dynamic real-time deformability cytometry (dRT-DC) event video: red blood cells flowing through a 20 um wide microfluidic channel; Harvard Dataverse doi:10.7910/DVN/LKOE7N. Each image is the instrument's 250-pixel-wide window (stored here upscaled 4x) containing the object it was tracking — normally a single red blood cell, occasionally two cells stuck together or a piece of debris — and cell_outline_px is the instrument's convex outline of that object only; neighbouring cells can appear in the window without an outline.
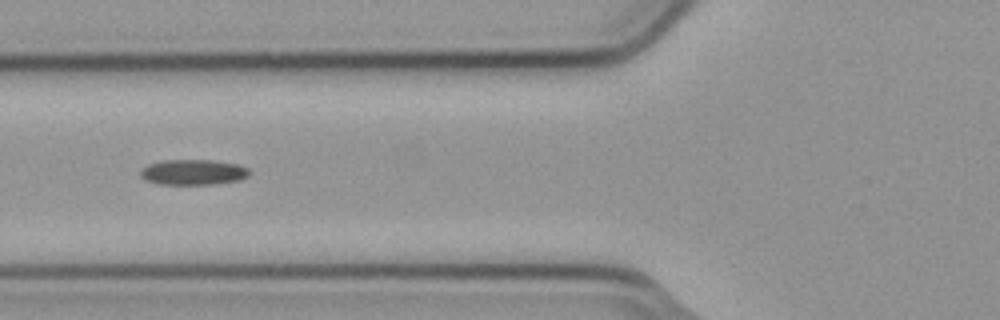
{"species": "common noctule bat (a hibernating species)", "species_latin": "Nyctalus noctula", "temperature_condition": "cold", "stored_images_in_passage": 8, "segment_of_instrument_passage": [2, 2], "camera_frame_rate_fps": 3000, "um_per_image_px": 0.085, "animal": {"sex": "male", "body_mass_g": 23.1, "forearm_length_mm": 52.7}, "frame": {"image": 1, "passage_image": 6, "time_ms": 1.667, "image_size_px": [1000, 320], "cell_outline_px": [[252, 172], [248, 176], [240, 180], [216, 184], [156, 184], [144, 180], [140, 176], [140, 172], [148, 164], [160, 160], [212, 160], [236, 164], [248, 168]], "centroid_in_image_um": [16.42, 14.64], "position_along_channel_um": 109.4, "area_um2": 16.3}}
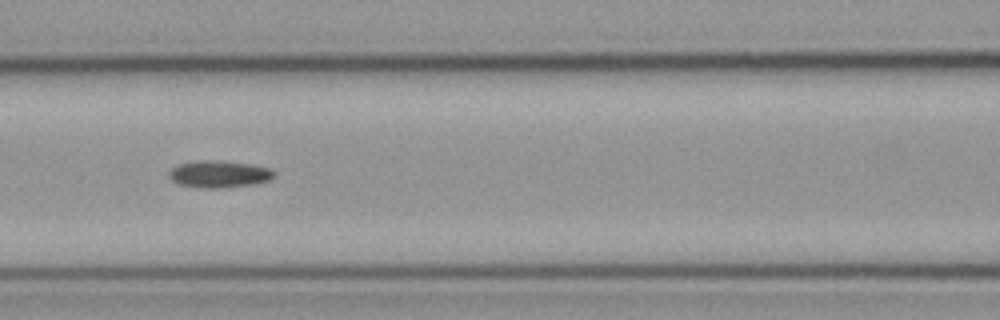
{"frame": {"image": 2, "passage_image": 7, "time_ms": 2.0, "image_size_px": [1000, 320], "cell_outline_px": [[276, 176], [268, 180], [256, 184], [220, 188], [200, 188], [180, 184], [172, 180], [168, 176], [168, 172], [172, 168], [180, 164], [252, 164], [268, 168], [276, 172]], "centroid_in_image_um": [18.69, 14.88], "position_along_channel_um": 147.9, "area_um2": 15.32}}
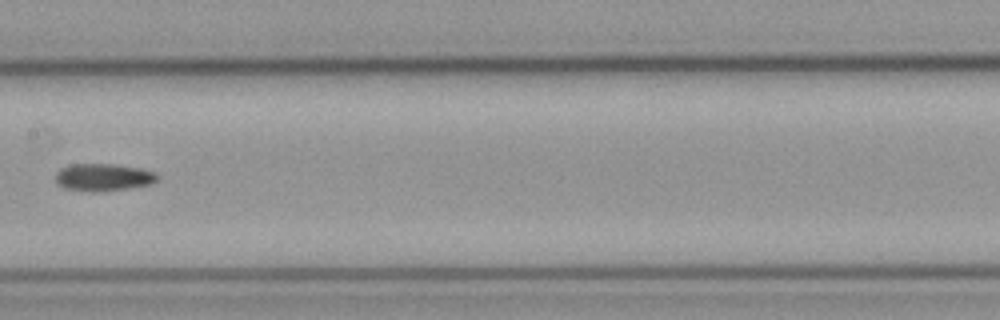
{"frame": {"image": 3, "passage_image": 8, "time_ms": 2.333, "image_size_px": [1000, 320], "cell_outline_px": [[160, 176], [152, 184], [128, 188], [96, 192], [92, 192], [64, 188], [56, 184], [56, 172], [60, 168], [72, 164], [112, 164], [140, 168], [156, 172]], "centroid_in_image_um": [8.78, 15.07], "position_along_channel_um": 198.6, "area_um2": 16.36}}